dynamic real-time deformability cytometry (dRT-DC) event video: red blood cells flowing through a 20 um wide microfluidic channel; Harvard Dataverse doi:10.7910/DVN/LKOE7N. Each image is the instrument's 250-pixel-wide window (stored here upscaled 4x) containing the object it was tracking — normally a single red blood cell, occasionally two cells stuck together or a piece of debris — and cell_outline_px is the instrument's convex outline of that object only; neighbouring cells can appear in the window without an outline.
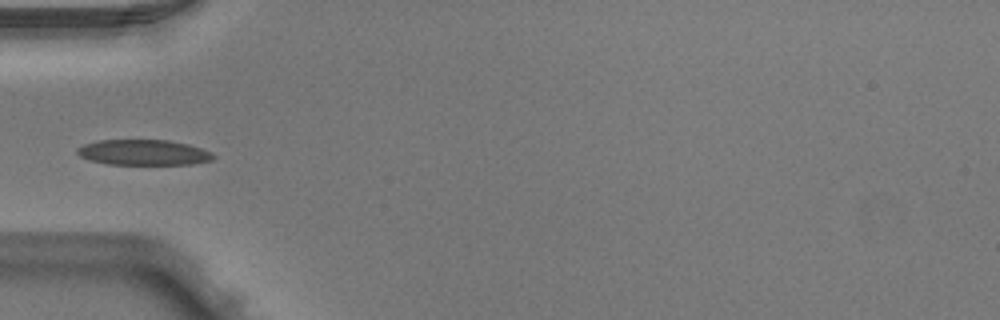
{"species": "Egyptian fruit bat (a non-hibernating species)", "species_latin": "Rousettus aegyptiacus", "temperature_condition": "warm", "stored_images_in_passage": 3, "camera_frame_rate_fps": 3000, "um_per_image_px": 0.085, "animal": {"sex": "male"}, "frame": {"image": 1, "passage_image": 3, "time_ms": 0.667, "image_size_px": [1000, 320], "cell_outline_px": [[216, 156], [212, 160], [192, 164], [108, 164], [92, 160], [80, 156], [76, 152], [76, 148], [84, 144], [96, 140], [168, 140], [188, 144], [212, 152]], "centroid_in_image_um": [12.2, 12.95], "position_along_channel_um": 72.8, "area_um2": 20.17}}